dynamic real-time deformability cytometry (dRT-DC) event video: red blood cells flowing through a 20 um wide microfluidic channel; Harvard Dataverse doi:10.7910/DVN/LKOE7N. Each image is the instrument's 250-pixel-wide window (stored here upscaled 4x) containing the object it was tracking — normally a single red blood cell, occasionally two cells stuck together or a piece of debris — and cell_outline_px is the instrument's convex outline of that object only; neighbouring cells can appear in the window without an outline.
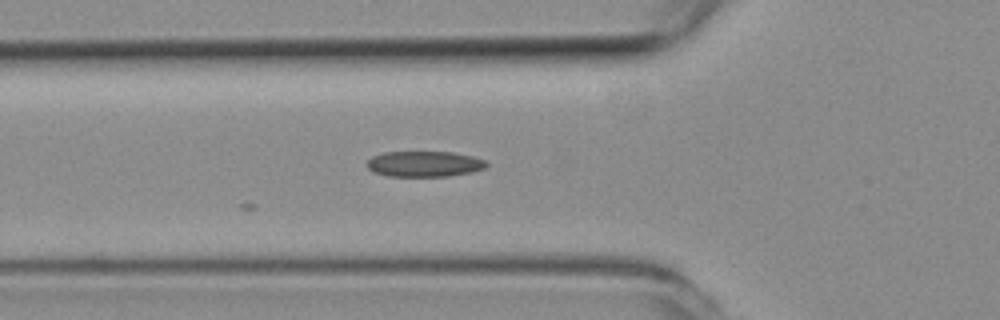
{"species": "common noctule bat (a hibernating species)", "species_latin": "Nyctalus noctula", "temperature_condition": "room temperature", "stored_images_in_passage": 4, "camera_frame_rate_fps": 3000, "um_per_image_px": 0.085, "animal": {"sex": "female", "body_mass_g": 19.3, "forearm_length_mm": 54.1}, "frame": {"image": 1, "passage_image": 4, "time_ms": 1.0, "image_size_px": [1000, 320], "cell_outline_px": [[488, 164], [484, 168], [472, 172], [448, 176], [388, 176], [372, 172], [364, 164], [372, 156], [384, 152], [452, 152], [472, 156], [484, 160]], "centroid_in_image_um": [36.02, 13.93], "position_along_channel_um": 89.8, "area_um2": 17.92}}